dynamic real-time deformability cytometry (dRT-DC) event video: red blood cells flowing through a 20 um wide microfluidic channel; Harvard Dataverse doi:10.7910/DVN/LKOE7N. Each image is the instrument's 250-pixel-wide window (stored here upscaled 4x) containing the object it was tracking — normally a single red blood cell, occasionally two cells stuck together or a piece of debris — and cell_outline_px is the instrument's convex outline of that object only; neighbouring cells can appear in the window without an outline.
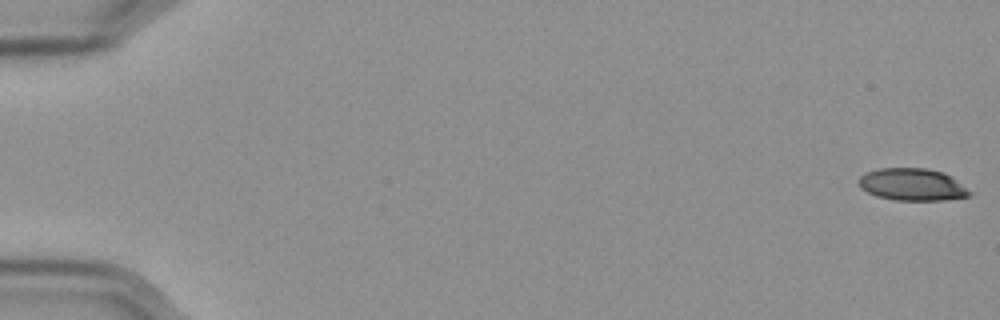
{"species": "Egyptian fruit bat (a non-hibernating species)", "species_latin": "Rousettus aegyptiacus", "temperature_condition": "cold", "stored_images_in_passage": 58, "camera_frame_rate_fps": 3000, "um_per_image_px": 0.085, "frame": {"image": 1, "passage_image": 1, "time_ms": 0.0, "image_size_px": [1000, 320], "cell_outline_px": [[972, 192], [968, 196], [944, 200], [896, 200], [876, 196], [860, 188], [860, 176], [868, 172], [880, 168], [928, 168], [944, 172]], "centroid_in_image_um": [77.54, 15.68], "position_along_channel_um": 7.5, "area_um2": 20.58}}
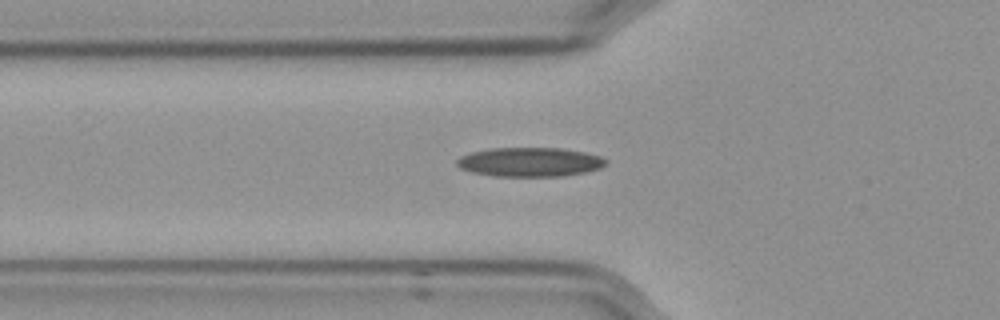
{"frame": {"image": 2, "passage_image": 21, "time_ms": 6.667, "image_size_px": [1000, 320], "cell_outline_px": [[608, 164], [600, 168], [584, 172], [564, 176], [496, 176], [472, 172], [460, 168], [456, 164], [456, 160], [460, 156], [472, 152], [488, 148], [560, 148], [584, 152], [600, 156], [608, 160]], "centroid_in_image_um": [45.04, 13.77], "position_along_channel_um": 80.8, "area_um2": 25.37}}
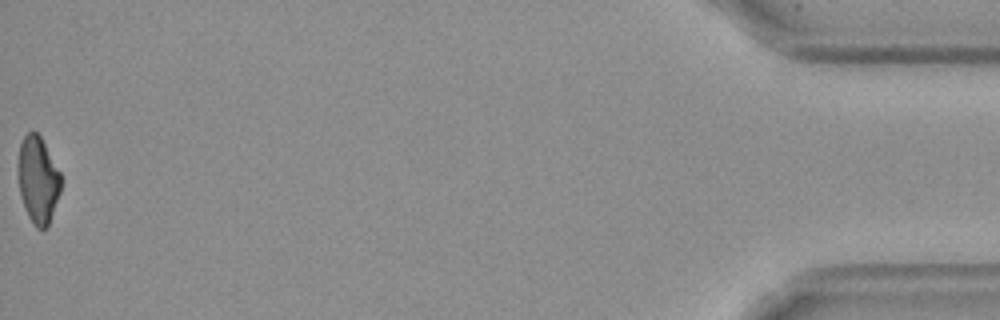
{"frame": {"image": 3, "passage_image": 58, "time_ms": 19.0, "image_size_px": [1000, 320], "cell_outline_px": [[60, 192], [48, 228], [36, 228], [32, 224], [24, 208], [20, 196], [20, 144], [24, 136], [32, 128], [40, 136], [60, 172]], "centroid_in_image_um": [3.25, 15.32], "position_along_channel_um": 432.0, "area_um2": 21.27}, "authors_computed_cell_mechanics": {"area_um2": 23.5535, "velocity_mm_per_s": 3.583, "shape_relaxation_time_tau1_ms": 8.8209, "shape_relaxation_time_tau2_ms": 4.231, "deformation_change_tau1": 0.1955, "deformation_change_tau2": 0.1366}}